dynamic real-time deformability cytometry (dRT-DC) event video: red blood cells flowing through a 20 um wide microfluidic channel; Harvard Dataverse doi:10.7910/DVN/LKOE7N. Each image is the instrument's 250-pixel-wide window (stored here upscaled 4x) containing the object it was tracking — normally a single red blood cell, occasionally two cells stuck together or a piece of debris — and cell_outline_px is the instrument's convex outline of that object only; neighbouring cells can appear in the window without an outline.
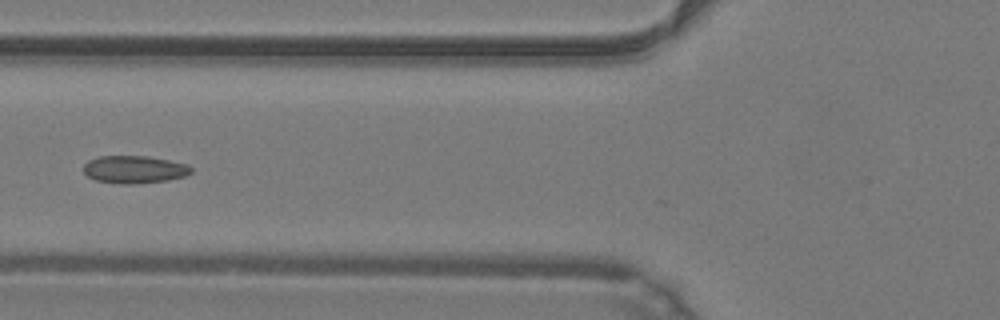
{"species": "common noctule bat (a hibernating species)", "species_latin": "Nyctalus noctula", "temperature_condition": "warm", "stored_images_in_passage": 27, "camera_frame_rate_fps": 3000, "um_per_image_px": 0.085, "animal": {"sex": "male", "body_mass_g": 19.2, "forearm_length_mm": 51.8}, "frame": {"image": 1, "passage_image": 19, "time_ms": 6.0, "image_size_px": [1000, 320], "cell_outline_px": [[192, 172], [184, 176], [168, 180], [132, 184], [120, 184], [96, 180], [88, 176], [84, 172], [84, 164], [88, 160], [100, 156], [148, 156], [188, 164], [192, 168]], "centroid_in_image_um": [11.42, 14.4], "position_along_channel_um": 114.4, "area_um2": 17.28}}